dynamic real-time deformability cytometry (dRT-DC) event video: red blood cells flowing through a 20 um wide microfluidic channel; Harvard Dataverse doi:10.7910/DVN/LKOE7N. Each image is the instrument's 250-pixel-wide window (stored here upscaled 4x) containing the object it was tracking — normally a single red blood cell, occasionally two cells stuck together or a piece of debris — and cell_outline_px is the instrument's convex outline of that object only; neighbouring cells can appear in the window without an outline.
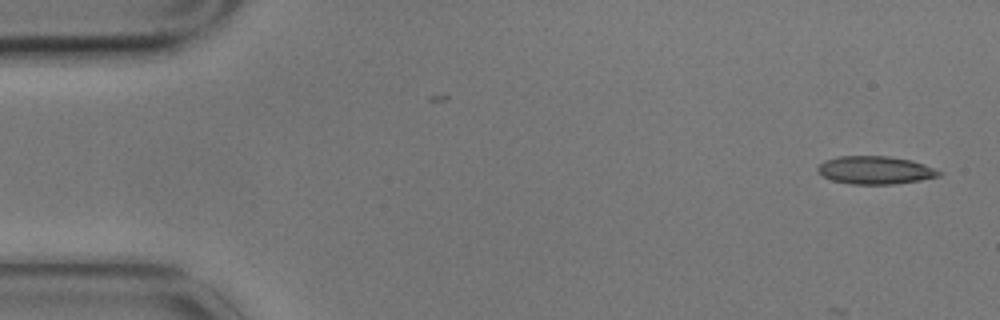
{"species": "common noctule bat (a hibernating species)", "species_latin": "Nyctalus noctula", "temperature_condition": "cold", "stored_images_in_passage": 2, "camera_frame_rate_fps": 3000, "um_per_image_px": 0.085, "animal": {"sex": "male", "body_mass_g": 17.9}, "frame": {"image": 1, "passage_image": 2, "time_ms": 0.333, "image_size_px": [1000, 320], "cell_outline_px": [[944, 172], [940, 176], [920, 180], [896, 184], [848, 184], [832, 180], [816, 172], [816, 168], [824, 160], [840, 156], [888, 156], [912, 160], [924, 164]], "centroid_in_image_um": [74.4, 14.46], "position_along_channel_um": 10.6, "area_um2": 19.94}}